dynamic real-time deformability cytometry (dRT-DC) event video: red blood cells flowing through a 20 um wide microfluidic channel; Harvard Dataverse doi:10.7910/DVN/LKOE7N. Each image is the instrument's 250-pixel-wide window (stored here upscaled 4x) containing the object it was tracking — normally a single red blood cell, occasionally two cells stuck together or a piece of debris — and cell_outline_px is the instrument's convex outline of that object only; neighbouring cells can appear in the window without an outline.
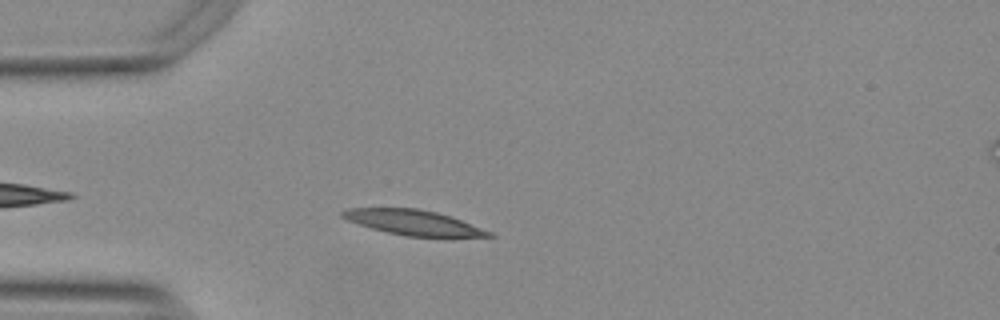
{"species": "Egyptian fruit bat (a non-hibernating species)", "species_latin": "Rousettus aegyptiacus", "temperature_condition": "warm", "stored_images_in_passage": 37, "camera_frame_rate_fps": 3000, "um_per_image_px": 0.085, "animal": {"sex": "female"}, "frame": {"image": 1, "passage_image": 5, "time_ms": 1.333, "image_size_px": [1000, 320], "cell_outline_px": [[496, 236], [452, 240], [404, 236], [372, 228], [348, 220], [340, 216], [340, 212], [348, 208], [416, 208], [436, 212], [460, 220], [492, 232]], "centroid_in_image_um": [35.27, 18.97], "position_along_channel_um": 49.7, "area_um2": 22.14}}
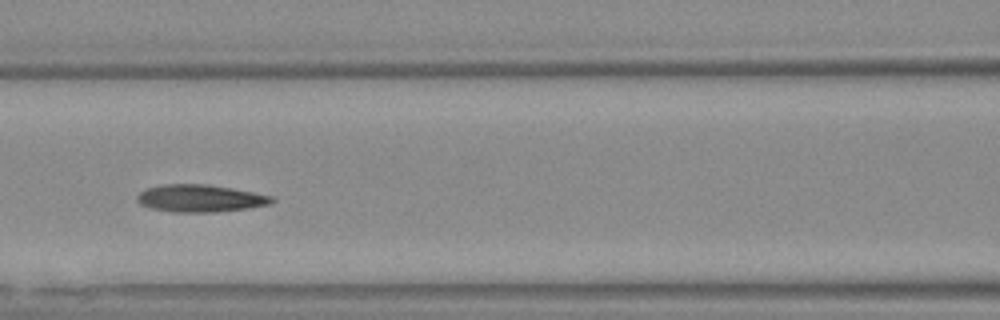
{"frame": {"image": 2, "passage_image": 14, "time_ms": 4.333, "image_size_px": [1000, 320], "cell_outline_px": [[276, 200], [268, 204], [248, 208], [216, 212], [172, 212], [152, 208], [140, 204], [136, 200], [136, 196], [140, 192], [148, 188], [164, 184], [208, 184], [232, 188], [276, 196]], "centroid_in_image_um": [17.04, 16.85], "position_along_channel_um": 149.6, "area_um2": 21.56}}
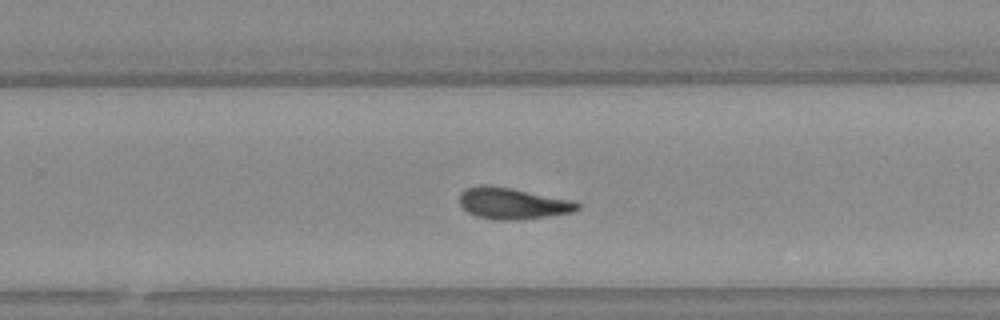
{"frame": {"image": 3, "passage_image": 25, "time_ms": 8.0, "image_size_px": [1000, 320], "cell_outline_px": [[580, 208], [572, 212], [548, 216], [520, 220], [496, 220], [476, 216], [468, 212], [460, 204], [460, 192], [468, 188], [480, 184], [484, 184], [508, 188], [576, 200], [580, 204]], "centroid_in_image_um": [43.6, 17.29], "position_along_channel_um": 286.2, "area_um2": 21.56}, "authors_computed_cell_mechanics": {"area_um2": 21.2126, "velocity_mm_per_s": 3.7433, "shape_relaxation_time_tau1_ms": 6.8042, "shape_relaxation_time_tau2_ms": 3.9618, "deformation_change_tau1": 0.2244, "deformation_change_tau2": 0.105}}